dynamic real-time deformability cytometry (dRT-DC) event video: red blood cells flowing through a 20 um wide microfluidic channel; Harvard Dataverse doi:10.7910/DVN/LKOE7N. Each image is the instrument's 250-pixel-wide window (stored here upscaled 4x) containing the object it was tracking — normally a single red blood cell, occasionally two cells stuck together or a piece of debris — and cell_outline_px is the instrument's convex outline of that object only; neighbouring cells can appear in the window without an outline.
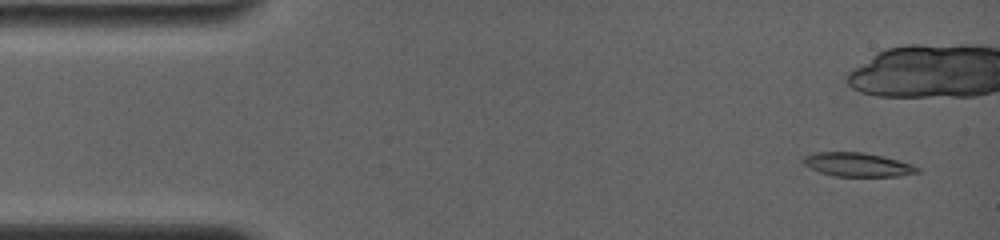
{"species": "common noctule bat (a hibernating species)", "species_latin": "Nyctalus noctula", "temperature_condition": "room temperature", "stored_images_in_passage": 38, "camera_frame_rate_fps": 4000, "um_per_image_px": 0.085, "animal": {"sex": "female", "body_mass_g": 19.0, "forearm_length_mm": 56.7}, "frame": {"image": 1, "passage_image": 1, "time_ms": 0.0, "image_size_px": [1000, 240], "cell_outline_px": [[920, 172], [900, 176], [836, 176], [820, 172], [804, 164], [800, 160], [804, 156], [816, 152], [864, 152], [912, 164], [920, 168]], "centroid_in_image_um": [72.89, 13.99], "position_along_channel_um": 12.1, "area_um2": 15.72}}